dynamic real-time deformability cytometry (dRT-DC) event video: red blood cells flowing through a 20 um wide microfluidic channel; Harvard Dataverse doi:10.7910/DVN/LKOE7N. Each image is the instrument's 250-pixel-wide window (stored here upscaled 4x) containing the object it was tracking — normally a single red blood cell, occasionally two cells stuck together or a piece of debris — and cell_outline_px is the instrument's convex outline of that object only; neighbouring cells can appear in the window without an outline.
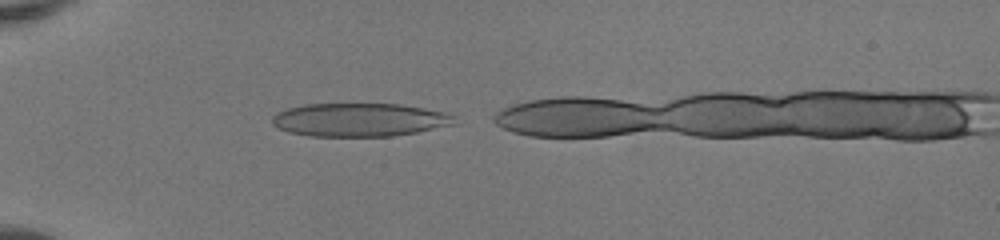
{"species": "human", "species_latin": "Homo sapiens", "temperature_condition": "room temperature", "stored_images_in_passage": 30, "camera_frame_rate_fps": 3000, "um_per_image_px": 0.085, "donor": {"sex": "female"}, "frame": {"image": 1, "passage_image": 1, "time_ms": 0.0, "image_size_px": [1000, 240], "cell_outline_px": [[460, 124], [416, 132], [392, 136], [312, 136], [288, 132], [272, 124], [272, 116], [276, 112], [288, 108], [304, 104], [400, 104], [424, 108], [444, 112], [456, 116]], "centroid_in_image_um": [30.62, 10.18], "position_along_channel_um": 54.4, "area_um2": 35.72}}
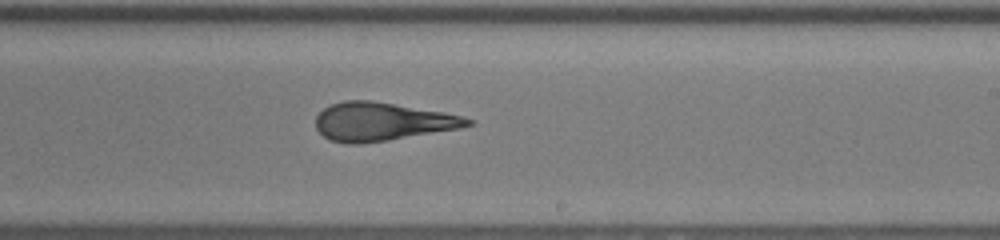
{"frame": {"image": 2, "passage_image": 17, "time_ms": 5.333, "image_size_px": [1000, 240], "cell_outline_px": [[476, 124], [460, 128], [388, 140], [356, 144], [344, 144], [328, 140], [316, 128], [316, 116], [328, 104], [344, 100], [372, 100], [444, 112], [464, 116], [476, 120]], "centroid_in_image_um": [32.48, 10.33], "position_along_channel_um": 256.5, "area_um2": 34.22}}
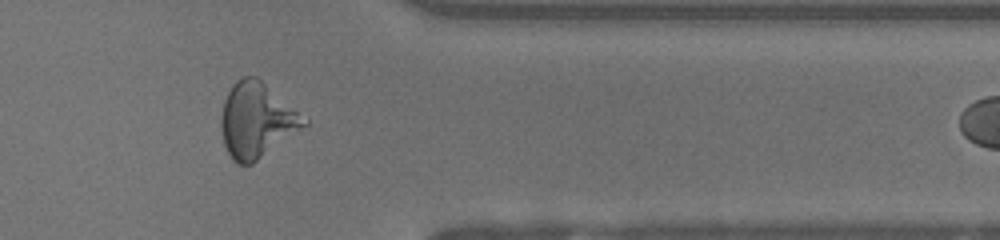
{"frame": {"image": 3, "passage_image": 27, "time_ms": 8.667, "image_size_px": [1000, 240], "cell_outline_px": [[308, 124], [252, 164], [236, 164], [232, 160], [224, 144], [220, 124], [220, 120], [224, 100], [232, 84], [236, 80], [244, 76], [256, 76], [308, 120]], "centroid_in_image_um": [21.78, 10.23], "position_along_channel_um": 389.6, "area_um2": 35.78}}